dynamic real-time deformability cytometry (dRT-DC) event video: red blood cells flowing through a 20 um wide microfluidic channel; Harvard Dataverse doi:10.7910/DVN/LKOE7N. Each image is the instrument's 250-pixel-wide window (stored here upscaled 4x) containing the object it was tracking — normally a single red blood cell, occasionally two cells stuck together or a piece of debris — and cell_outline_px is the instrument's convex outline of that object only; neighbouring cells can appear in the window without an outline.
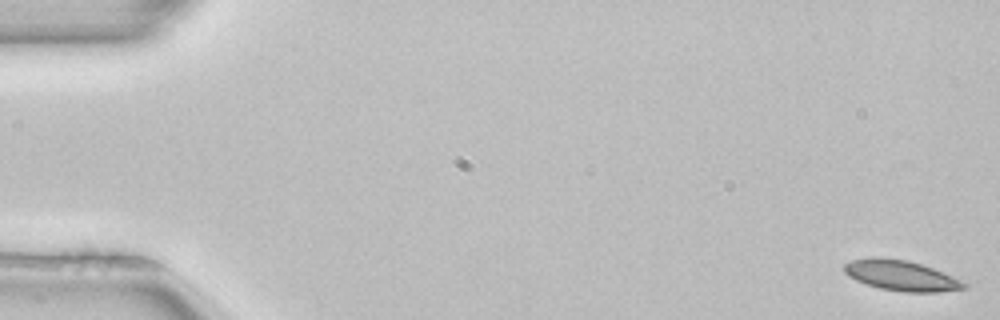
{"species": "common noctule bat (a hibernating species)", "species_latin": "Nyctalus noctula", "temperature_condition": "room temperature", "stored_images_in_passage": 5, "camera_frame_rate_fps": 3000, "um_per_image_px": 0.085, "animal": {"sex": "female", "body_mass_g": 22.7, "forearm_length_mm": 54.2}, "frame": {"image": 1, "passage_image": 1, "time_ms": 0.0, "image_size_px": [1000, 320], "cell_outline_px": [[968, 288], [936, 292], [904, 292], [880, 288], [856, 280], [848, 276], [844, 272], [844, 264], [852, 260], [868, 256], [884, 256], [908, 260], [944, 272], [968, 284]], "centroid_in_image_um": [76.57, 23.4], "position_along_channel_um": 8.4, "area_um2": 21.39}}
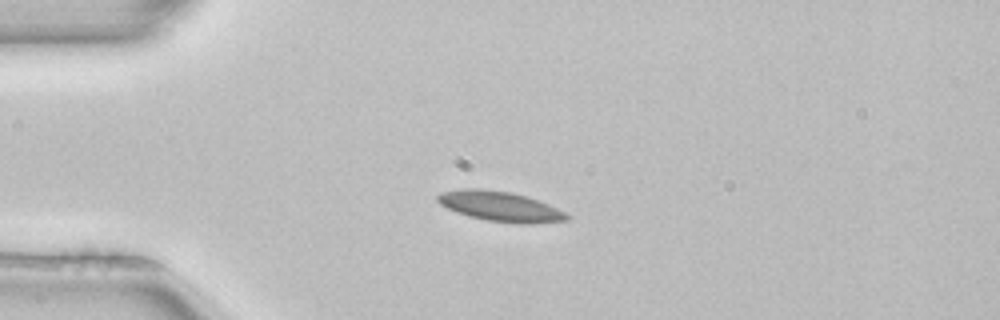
{"frame": {"image": 2, "passage_image": 4, "time_ms": 1.0, "image_size_px": [1000, 320], "cell_outline_px": [[568, 220], [536, 224], [516, 224], [488, 220], [468, 216], [456, 212], [440, 204], [436, 200], [436, 196], [440, 192], [464, 188], [480, 188], [512, 192], [548, 204], [564, 212], [568, 216]], "centroid_in_image_um": [42.48, 17.54], "position_along_channel_um": 42.5, "area_um2": 22.6}}